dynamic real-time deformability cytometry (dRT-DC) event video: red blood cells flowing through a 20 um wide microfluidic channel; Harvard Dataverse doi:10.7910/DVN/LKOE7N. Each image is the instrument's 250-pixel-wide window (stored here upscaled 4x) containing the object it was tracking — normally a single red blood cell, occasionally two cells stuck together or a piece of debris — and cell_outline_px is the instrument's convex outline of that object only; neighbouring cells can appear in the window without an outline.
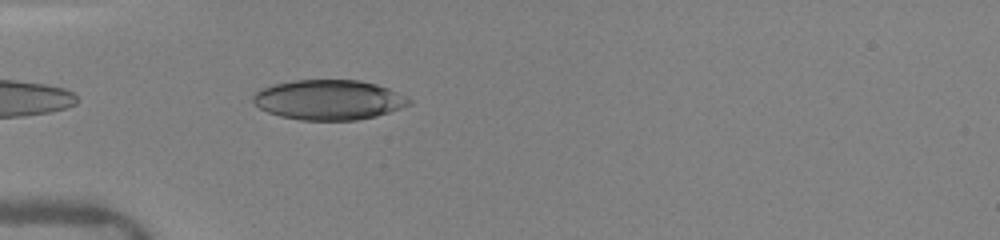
{"species": "human", "species_latin": "Homo sapiens", "temperature_condition": "warm", "stored_images_in_passage": 14, "camera_frame_rate_fps": 3000, "um_per_image_px": 0.085, "donor": {"sex": "female"}, "frame": {"image": 1, "passage_image": 1, "time_ms": 0.0, "image_size_px": [1000, 240], "cell_outline_px": [[412, 104], [376, 116], [356, 120], [300, 120], [280, 116], [268, 112], [260, 108], [252, 100], [252, 96], [260, 88], [272, 84], [296, 80], [360, 80], [376, 84], [388, 88], [412, 100]], "centroid_in_image_um": [27.92, 8.48], "position_along_channel_um": 57.1, "area_um2": 36.3}}
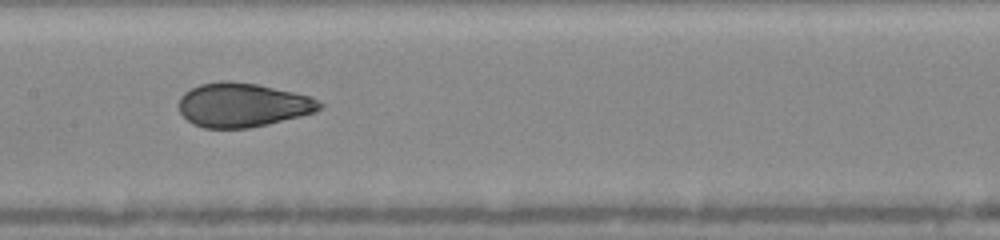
{"frame": {"image": 2, "passage_image": 7, "time_ms": 3.333, "image_size_px": [1000, 240], "cell_outline_px": [[324, 104], [316, 112], [300, 116], [248, 128], [204, 128], [192, 124], [180, 112], [180, 96], [184, 92], [200, 84], [220, 80], [228, 80], [256, 84], [312, 96]], "centroid_in_image_um": [20.62, 8.91], "position_along_channel_um": 186.8, "area_um2": 36.07}}
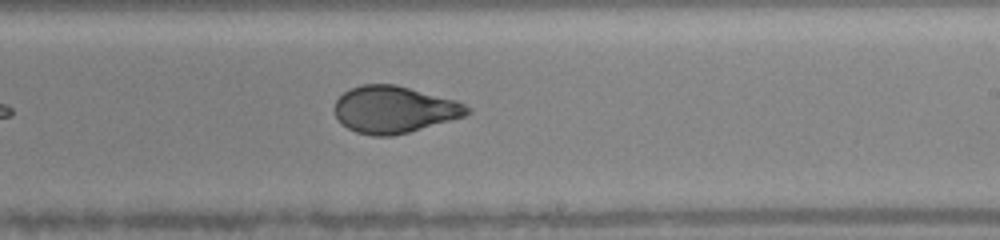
{"frame": {"image": 3, "passage_image": 10, "time_ms": 5.0, "image_size_px": [1000, 240], "cell_outline_px": [[472, 112], [464, 116], [408, 132], [392, 136], [372, 136], [356, 132], [348, 128], [336, 116], [336, 100], [344, 92], [360, 84], [396, 84], [456, 100], [472, 108]], "centroid_in_image_um": [33.53, 9.3], "position_along_channel_um": 255.5, "area_um2": 36.01}}